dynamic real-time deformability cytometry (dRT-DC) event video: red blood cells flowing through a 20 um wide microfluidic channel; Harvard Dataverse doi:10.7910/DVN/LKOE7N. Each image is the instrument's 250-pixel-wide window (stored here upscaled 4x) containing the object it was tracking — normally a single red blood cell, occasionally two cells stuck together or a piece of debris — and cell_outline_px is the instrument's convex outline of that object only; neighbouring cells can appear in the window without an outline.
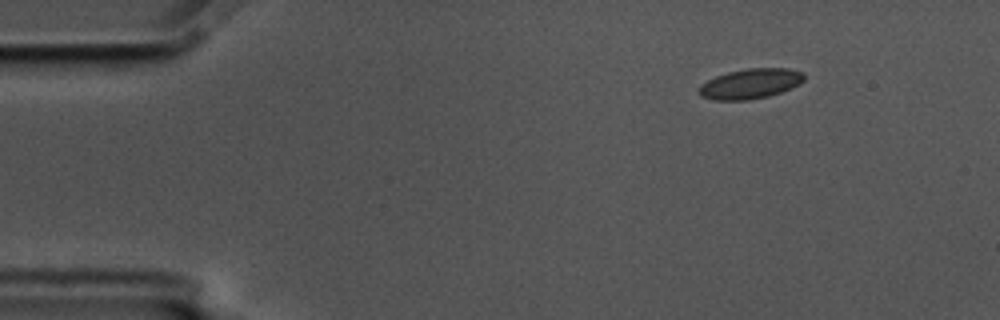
{"species": "common noctule bat (a hibernating species)", "species_latin": "Nyctalus noctula", "temperature_condition": "cold", "stored_images_in_passage": 52, "camera_frame_rate_fps": 3000, "um_per_image_px": 0.085, "animal": {"sex": "male", "body_mass_g": 17.5, "forearm_length_mm": 52.3}, "frame": {"image": 1, "passage_image": 1, "time_ms": 0.0, "image_size_px": [1000, 320], "cell_outline_px": [[804, 80], [800, 84], [780, 92], [768, 96], [748, 100], [716, 100], [700, 96], [696, 92], [700, 84], [716, 76], [728, 72], [748, 68], [788, 68], [804, 72]], "centroid_in_image_um": [63.76, 7.11], "position_along_channel_um": 21.2, "area_um2": 18.5}}
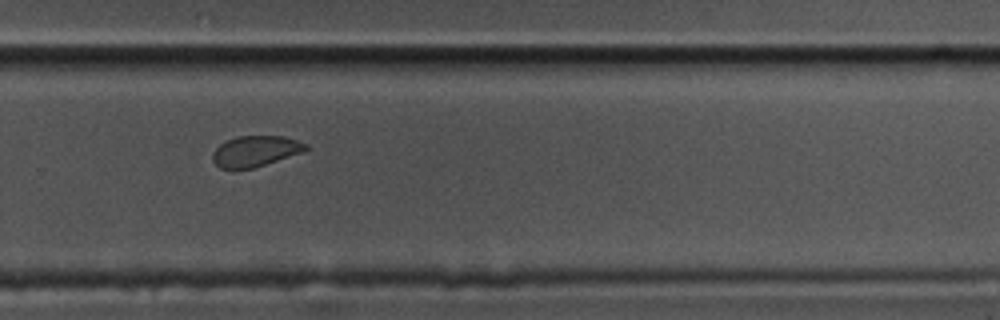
{"frame": {"image": 2, "passage_image": 33, "time_ms": 10.667, "image_size_px": [1000, 320], "cell_outline_px": [[308, 148], [304, 152], [252, 168], [232, 172], [220, 168], [212, 160], [212, 152], [220, 144], [236, 136], [284, 136], [308, 144]], "centroid_in_image_um": [21.67, 12.88], "position_along_channel_um": 308.1, "area_um2": 17.05}}
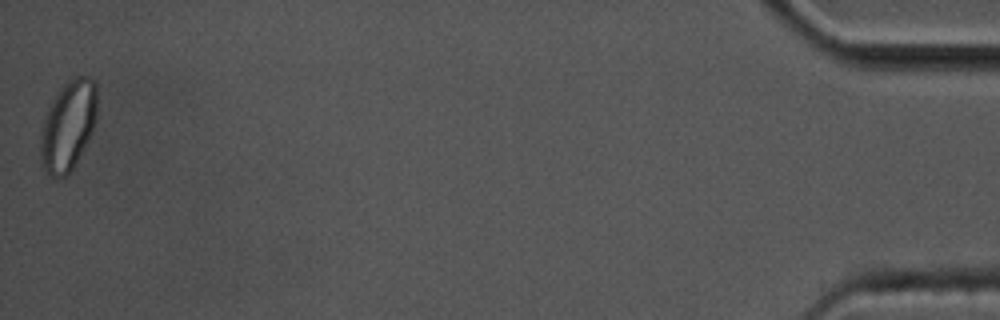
{"frame": {"image": 3, "passage_image": 52, "time_ms": 17.0, "image_size_px": [1000, 320], "cell_outline_px": [[96, 120], [92, 132], [84, 148], [72, 168], [64, 176], [56, 180], [44, 172], [40, 164], [40, 132], [48, 108], [52, 100], [64, 84], [72, 76], [88, 76], [96, 84]], "centroid_in_image_um": [5.76, 10.71], "position_along_channel_um": 429.4, "area_um2": 29.82}, "authors_computed_cell_mechanics": {"area_um2": 18.2359, "velocity_mm_per_s": 3.4276, "shape_relaxation_time_tau1_ms": 3.2716, "shape_relaxation_time_tau2_ms": null, "deformation_change_tau1": 0.0728, "deformation_change_tau2": null}}